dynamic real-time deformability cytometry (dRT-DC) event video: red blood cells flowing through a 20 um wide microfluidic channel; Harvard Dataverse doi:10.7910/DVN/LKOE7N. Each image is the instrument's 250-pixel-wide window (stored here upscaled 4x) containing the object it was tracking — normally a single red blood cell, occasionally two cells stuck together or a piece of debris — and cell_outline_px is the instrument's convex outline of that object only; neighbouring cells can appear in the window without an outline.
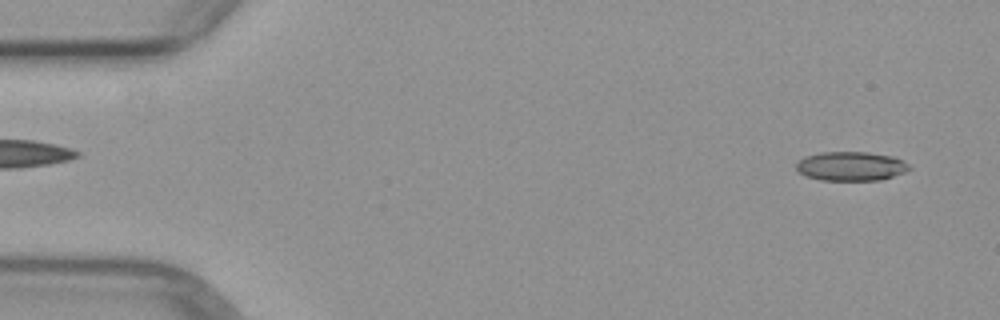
{"species": "common noctule bat (a hibernating species)", "species_latin": "Nyctalus noctula", "temperature_condition": "warm", "stored_images_in_passage": 3, "segment_of_instrument_passage": [2, 2], "camera_frame_rate_fps": 3000, "um_per_image_px": 0.085, "animal": {"sex": "female", "body_mass_g": 29.2, "forearm_length_mm": 56.3}, "frame": {"image": 1, "passage_image": 3, "time_ms": 2.333, "image_size_px": [1000, 320], "cell_outline_px": [[912, 168], [904, 172], [880, 180], [820, 180], [804, 176], [796, 168], [796, 164], [804, 156], [820, 152], [868, 152], [892, 156], [908, 164]], "centroid_in_image_um": [72.3, 14.12], "position_along_channel_um": 12.7, "area_um2": 19.13}}